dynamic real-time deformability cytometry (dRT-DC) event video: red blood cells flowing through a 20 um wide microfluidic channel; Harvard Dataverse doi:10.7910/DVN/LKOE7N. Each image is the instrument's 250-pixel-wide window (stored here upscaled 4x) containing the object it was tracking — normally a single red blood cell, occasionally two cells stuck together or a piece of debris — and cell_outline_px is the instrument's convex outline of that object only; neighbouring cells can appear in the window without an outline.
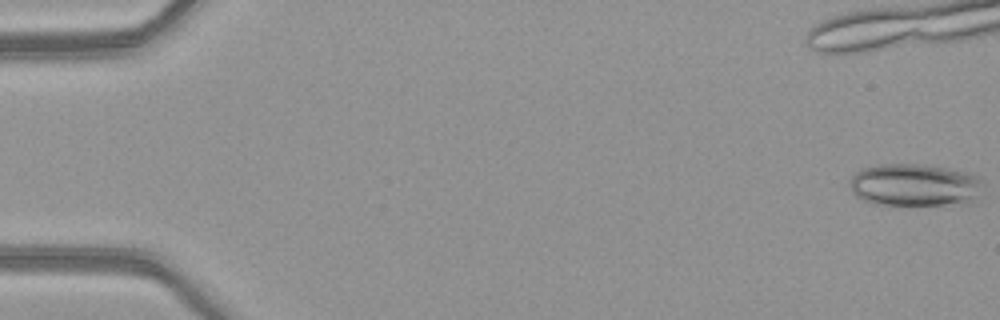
{"species": "common noctule bat (a hibernating species)", "species_latin": "Nyctalus noctula", "temperature_condition": "warm", "stored_images_in_passage": 7, "camera_frame_rate_fps": 3000, "um_per_image_px": 0.085, "animal": {"sex": "female", "body_mass_g": 21.9}, "frame": {"image": 1, "passage_image": 1, "time_ms": 0.0, "image_size_px": [1000, 320], "cell_outline_px": [[984, 200], [972, 204], [888, 208], [872, 204], [856, 196], [852, 192], [848, 184], [848, 180], [860, 168], [884, 164], [924, 164], [948, 168], [968, 172], [980, 176], [984, 180]], "centroid_in_image_um": [77.87, 15.8], "position_along_channel_um": 7.1, "area_um2": 35.66}}